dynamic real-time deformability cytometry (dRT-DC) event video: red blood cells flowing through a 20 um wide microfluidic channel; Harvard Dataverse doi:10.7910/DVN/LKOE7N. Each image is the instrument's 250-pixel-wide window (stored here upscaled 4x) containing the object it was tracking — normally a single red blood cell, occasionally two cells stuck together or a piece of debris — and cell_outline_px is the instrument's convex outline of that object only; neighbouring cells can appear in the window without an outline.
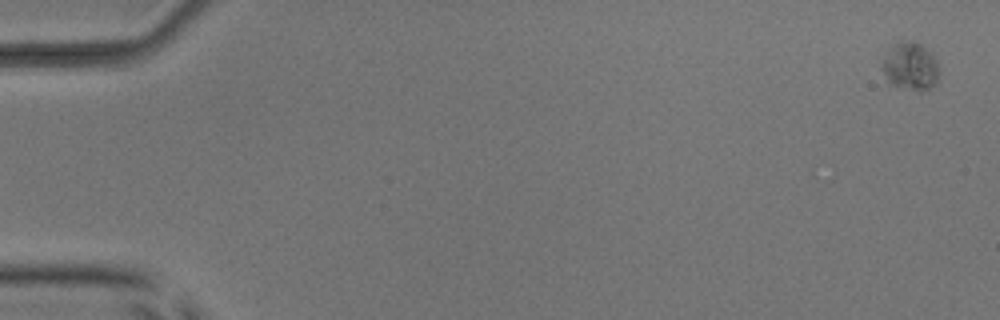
{"species": "common noctule bat (a hibernating species)", "species_latin": "Nyctalus noctula", "temperature_condition": "room temperature", "stored_images_in_passage": 11, "camera_frame_rate_fps": 3000, "um_per_image_px": 0.085, "animal": {"sex": "male", "body_mass_g": 17.9, "forearm_length_mm": 54.2}, "frame": {"image": 1, "passage_image": 1, "time_ms": 0.0, "image_size_px": [1000, 320], "cell_outline_px": [[940, 72], [936, 84], [924, 92], [920, 92], [896, 88], [888, 84], [880, 68], [880, 56], [896, 40], [916, 40], [932, 52], [936, 56]], "centroid_in_image_um": [77.33, 5.63], "position_along_channel_um": 7.7, "area_um2": 17.46}}
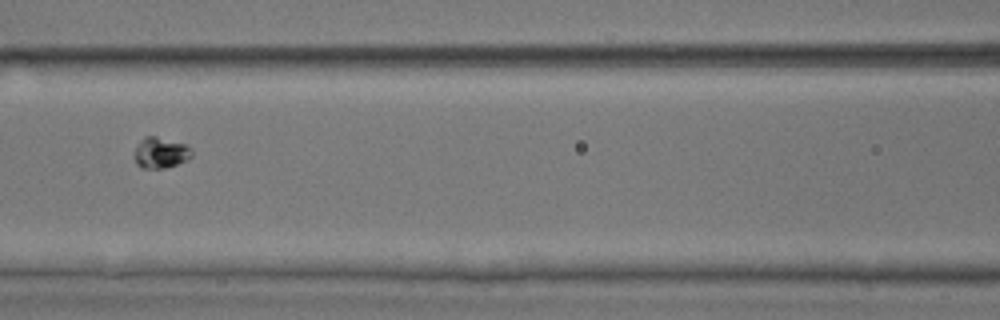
{"frame": {"image": 2, "passage_image": 7, "time_ms": 8.0, "image_size_px": [1000, 320], "cell_outline_px": [[192, 156], [176, 164], [164, 168], [140, 168], [136, 164], [136, 148], [140, 140], [144, 136], [156, 136], [188, 144], [192, 148]], "centroid_in_image_um": [13.68, 12.96], "position_along_channel_um": 152.9, "area_um2": 10.29}}